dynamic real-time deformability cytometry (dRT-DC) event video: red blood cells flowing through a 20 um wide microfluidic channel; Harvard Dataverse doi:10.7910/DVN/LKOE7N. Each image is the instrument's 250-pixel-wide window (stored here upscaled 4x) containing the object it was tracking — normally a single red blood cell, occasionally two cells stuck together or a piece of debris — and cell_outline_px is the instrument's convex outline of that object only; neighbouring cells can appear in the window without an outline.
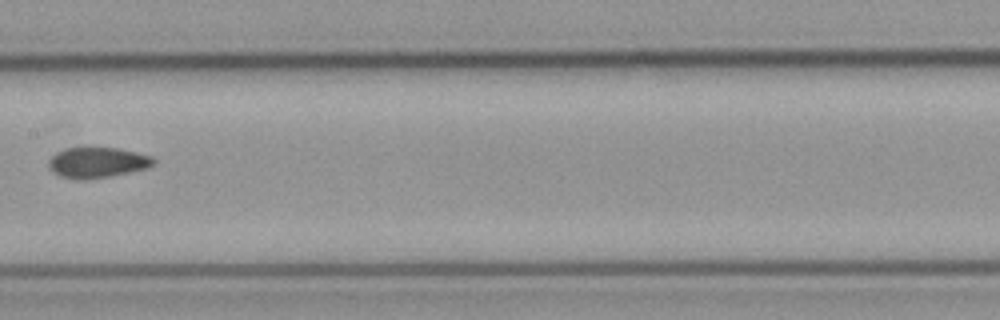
{"species": "common noctule bat (a hibernating species)", "species_latin": "Nyctalus noctula", "temperature_condition": "cold", "stored_images_in_passage": 8, "camera_frame_rate_fps": 3000, "um_per_image_px": 0.085, "animal": {"sex": "male", "body_mass_g": 23.1, "forearm_length_mm": 52.7}, "frame": {"image": 1, "passage_image": 8, "time_ms": 8.0, "image_size_px": [1000, 320], "cell_outline_px": [[156, 160], [152, 164], [144, 168], [128, 172], [108, 176], [60, 176], [52, 172], [48, 168], [48, 160], [56, 152], [64, 148], [88, 144], [92, 144], [116, 148], [136, 152], [152, 156]], "centroid_in_image_um": [8.23, 13.7], "position_along_channel_um": 199.2, "area_um2": 18.55}}